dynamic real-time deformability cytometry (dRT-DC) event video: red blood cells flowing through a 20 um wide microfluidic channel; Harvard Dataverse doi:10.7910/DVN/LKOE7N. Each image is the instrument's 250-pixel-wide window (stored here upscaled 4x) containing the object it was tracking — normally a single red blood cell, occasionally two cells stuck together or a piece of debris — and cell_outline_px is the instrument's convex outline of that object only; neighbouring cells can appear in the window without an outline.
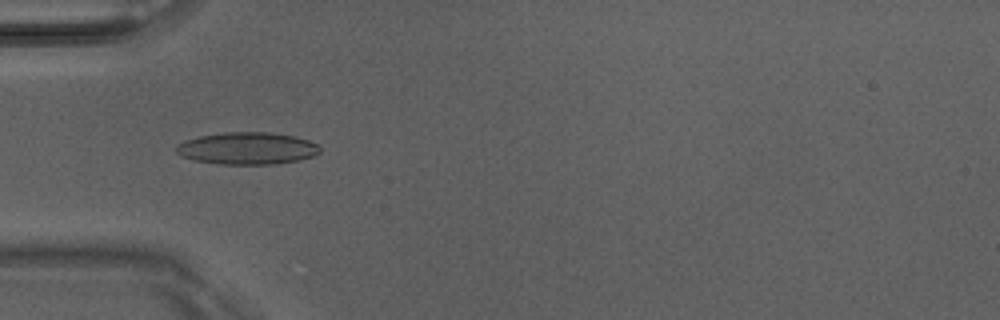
{"species": "Egyptian fruit bat (a non-hibernating species)", "species_latin": "Rousettus aegyptiacus", "temperature_condition": "room temperature", "stored_images_in_passage": 5, "camera_frame_rate_fps": 3000, "um_per_image_px": 0.085, "animal": {"sex": "male"}, "frame": {"image": 1, "passage_image": 4, "time_ms": 1.0, "image_size_px": [1000, 320], "cell_outline_px": [[320, 152], [312, 156], [300, 160], [272, 164], [220, 164], [192, 160], [180, 156], [176, 152], [176, 144], [184, 140], [200, 136], [224, 132], [268, 132], [292, 136], [308, 140], [316, 144], [320, 148]], "centroid_in_image_um": [20.96, 12.61], "position_along_channel_um": 64.0, "area_um2": 26.93}}